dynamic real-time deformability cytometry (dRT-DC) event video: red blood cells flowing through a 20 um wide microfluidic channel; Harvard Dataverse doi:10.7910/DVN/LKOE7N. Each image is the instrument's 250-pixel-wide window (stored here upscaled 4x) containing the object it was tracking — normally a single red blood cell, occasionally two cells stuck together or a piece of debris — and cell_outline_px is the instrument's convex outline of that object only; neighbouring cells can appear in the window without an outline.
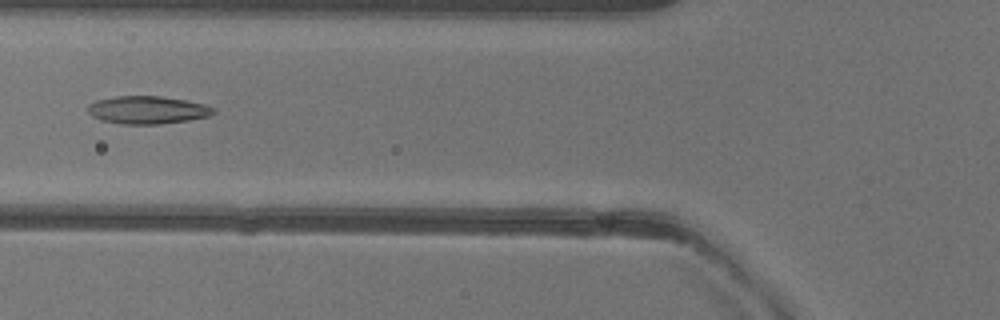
{"species": "common noctule bat (a hibernating species)", "species_latin": "Nyctalus noctula", "temperature_condition": "warm", "stored_images_in_passage": 39, "camera_frame_rate_fps": 3000, "um_per_image_px": 0.085, "animal": {"sex": "female"}, "frame": {"image": 1, "passage_image": 13, "time_ms": 4.0, "image_size_px": [1000, 320], "cell_outline_px": [[216, 112], [208, 116], [188, 120], [156, 124], [120, 124], [104, 120], [92, 116], [88, 112], [88, 104], [96, 100], [116, 96], [160, 96], [184, 100], [204, 104], [216, 108]], "centroid_in_image_um": [12.53, 9.34], "position_along_channel_um": 113.3, "area_um2": 20.23}}
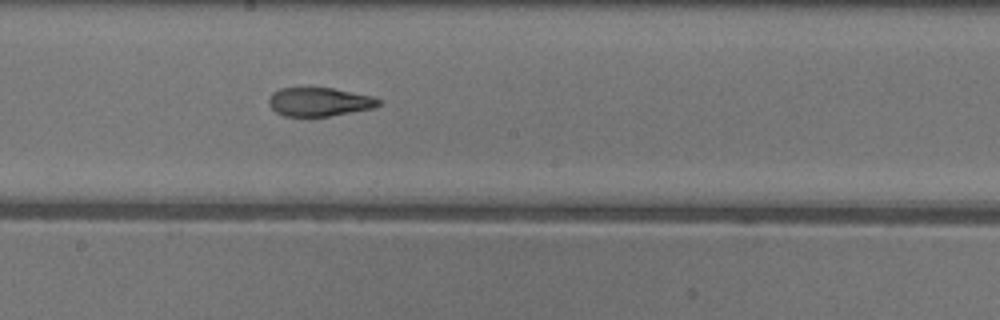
{"frame": {"image": 2, "passage_image": 21, "time_ms": 6.667, "image_size_px": [1000, 320], "cell_outline_px": [[380, 104], [372, 108], [328, 116], [284, 116], [276, 112], [268, 104], [268, 100], [272, 92], [280, 88], [332, 88], [372, 96], [380, 100]], "centroid_in_image_um": [27.09, 8.65], "position_along_channel_um": 221.1, "area_um2": 18.15}}
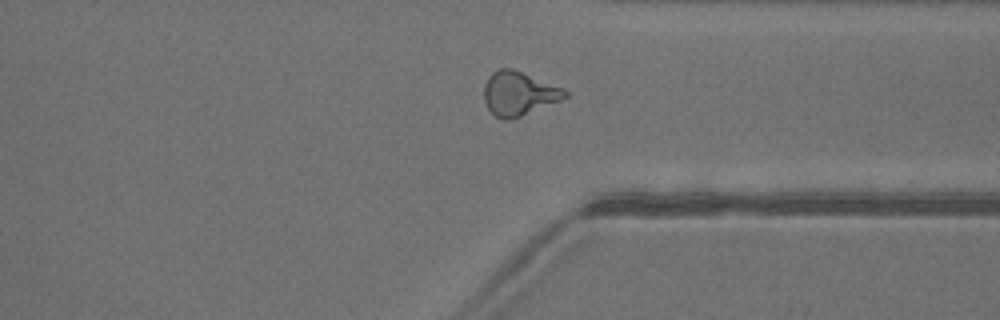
{"frame": {"image": 3, "passage_image": 32, "time_ms": 10.333, "image_size_px": [1000, 320], "cell_outline_px": [[568, 96], [560, 100], [520, 116], [508, 120], [504, 120], [496, 116], [488, 108], [484, 100], [484, 84], [488, 76], [492, 72], [500, 68], [512, 68], [564, 88], [568, 92]], "centroid_in_image_um": [44.08, 7.93], "position_along_channel_um": 367.3, "area_um2": 20.58}, "authors_computed_cell_mechanics": {"area_um2": 19.5942, "velocity_mm_per_s": 4.0325, "shape_relaxation_time_tau1_ms": 10.1257, "shape_relaxation_time_tau2_ms": 1.5684, "deformation_change_tau1": 0.2791, "deformation_change_tau2": 0.0991}}